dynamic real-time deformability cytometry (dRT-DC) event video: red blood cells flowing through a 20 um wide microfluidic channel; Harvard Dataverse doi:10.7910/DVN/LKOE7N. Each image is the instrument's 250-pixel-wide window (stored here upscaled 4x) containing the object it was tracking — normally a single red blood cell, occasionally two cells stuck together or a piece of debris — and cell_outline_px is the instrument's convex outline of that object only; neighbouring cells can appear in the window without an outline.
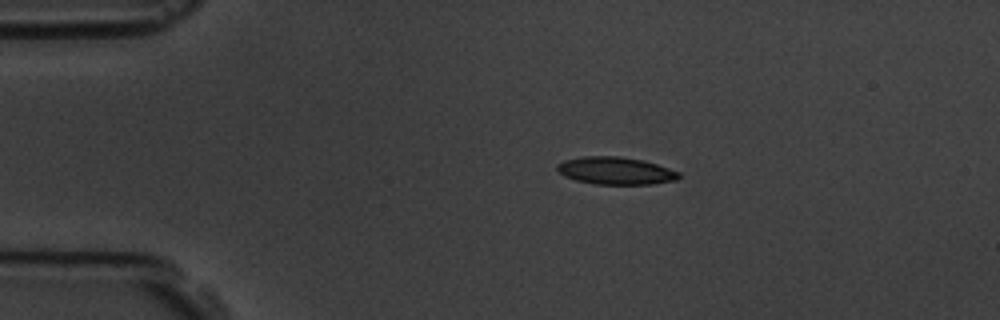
{"species": "common noctule bat (a hibernating species)", "species_latin": "Nyctalus noctula", "temperature_condition": "room temperature", "stored_images_in_passage": 14, "camera_frame_rate_fps": 3000, "um_per_image_px": 0.085, "animal": {"sex": "male", "body_mass_g": 19.5, "forearm_length_mm": 54.6}, "frame": {"image": 1, "passage_image": 2, "time_ms": 2.0, "image_size_px": [1000, 320], "cell_outline_px": [[680, 176], [676, 180], [652, 184], [592, 184], [576, 180], [564, 176], [556, 168], [556, 164], [564, 160], [584, 156], [620, 156], [640, 160], [656, 164], [680, 172]], "centroid_in_image_um": [52.3, 14.51], "position_along_channel_um": 32.7, "area_um2": 19.42}}
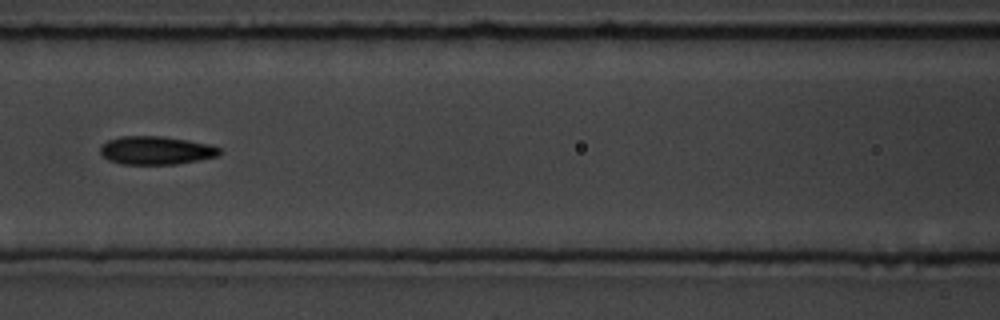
{"frame": {"image": 2, "passage_image": 6, "time_ms": 6.667, "image_size_px": [1000, 320], "cell_outline_px": [[224, 152], [220, 156], [200, 160], [176, 164], [120, 164], [108, 160], [100, 152], [100, 148], [108, 140], [120, 136], [160, 136], [188, 140], [212, 144], [220, 148]], "centroid_in_image_um": [13.33, 12.78], "position_along_channel_um": 153.3, "area_um2": 19.88}}
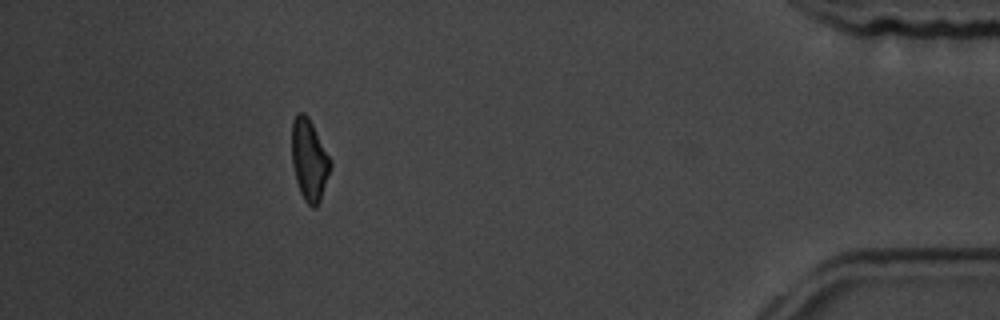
{"frame": {"image": 3, "passage_image": 13, "time_ms": 15.333, "image_size_px": [1000, 320], "cell_outline_px": [[332, 164], [320, 200], [316, 208], [312, 208], [304, 200], [300, 192], [296, 180], [292, 164], [292, 120], [296, 112], [304, 112], [308, 116], [332, 160]], "centroid_in_image_um": [26.28, 13.57], "position_along_channel_um": 408.9, "area_um2": 18.44}, "authors_computed_cell_mechanics": {"area_um2": 19.2474, "velocity_mm_per_s": 3.5902, "shape_relaxation_time_tau1_ms": 3.5127, "shape_relaxation_time_tau2_ms": 5.6323, "deformation_change_tau1": 0.0973, "deformation_change_tau2": 0.1308}}